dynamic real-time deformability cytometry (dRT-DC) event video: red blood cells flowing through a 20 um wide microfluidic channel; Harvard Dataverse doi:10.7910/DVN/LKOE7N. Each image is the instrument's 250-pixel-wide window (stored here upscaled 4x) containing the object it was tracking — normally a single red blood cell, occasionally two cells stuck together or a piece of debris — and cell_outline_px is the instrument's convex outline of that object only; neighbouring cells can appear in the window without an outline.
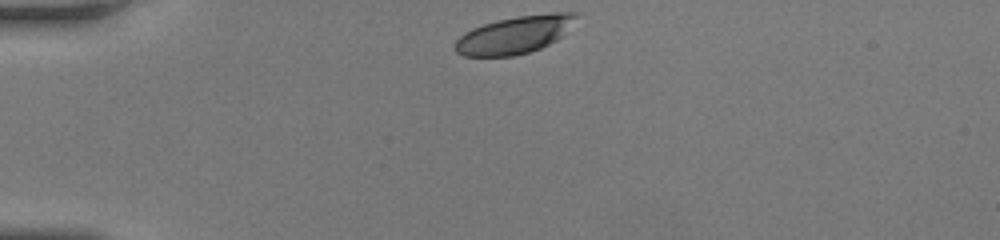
{"species": "human", "species_latin": "Homo sapiens", "temperature_condition": "room temperature", "stored_images_in_passage": 33, "camera_frame_rate_fps": 3000, "um_per_image_px": 0.085, "donor": {"sex": "female"}, "frame": {"image": 1, "passage_image": 1, "time_ms": 0.0, "image_size_px": [1000, 240], "cell_outline_px": [[580, 16], [556, 40], [540, 48], [528, 52], [512, 56], [464, 56], [456, 52], [456, 40], [464, 32], [472, 28], [496, 20], [516, 16], [552, 12], [580, 12]], "centroid_in_image_um": [43.76, 2.93], "position_along_channel_um": 41.2, "area_um2": 26.41}}
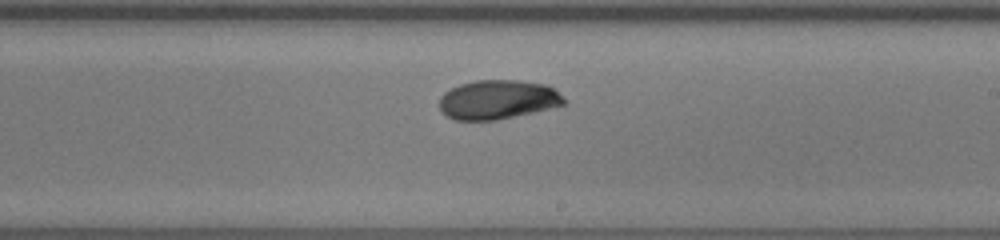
{"frame": {"image": 2, "passage_image": 19, "time_ms": 6.0, "image_size_px": [1000, 240], "cell_outline_px": [[564, 104], [532, 112], [496, 120], [456, 120], [440, 112], [440, 96], [444, 92], [460, 84], [476, 80], [520, 80], [544, 84], [556, 88], [564, 100]], "centroid_in_image_um": [42.28, 8.46], "position_along_channel_um": 246.7, "area_um2": 28.32}}
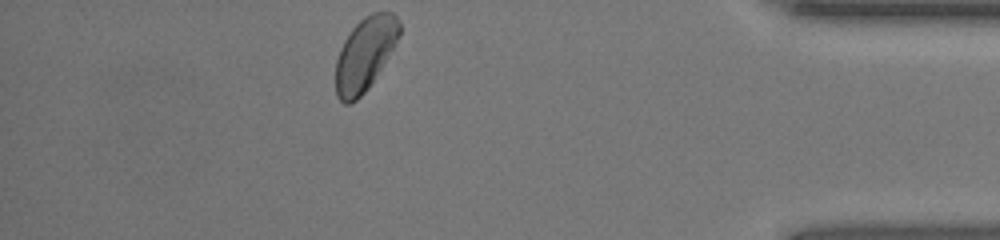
{"frame": {"image": 3, "passage_image": 33, "time_ms": 10.667, "image_size_px": [1000, 240], "cell_outline_px": [[400, 36], [368, 88], [356, 100], [348, 104], [344, 104], [336, 96], [336, 60], [340, 48], [344, 40], [352, 28], [364, 16], [372, 12], [392, 12], [400, 20]], "centroid_in_image_um": [31.01, 4.57], "position_along_channel_um": 404.2, "area_um2": 26.99}, "authors_computed_cell_mechanics": {"area_um2": 28.2642, "velocity_mm_per_s": 4.1707, "shape_relaxation_time_tau1_ms": 2.6154, "shape_relaxation_time_tau2_ms": null, "deformation_change_tau1": 0.11, "deformation_change_tau2": null}}